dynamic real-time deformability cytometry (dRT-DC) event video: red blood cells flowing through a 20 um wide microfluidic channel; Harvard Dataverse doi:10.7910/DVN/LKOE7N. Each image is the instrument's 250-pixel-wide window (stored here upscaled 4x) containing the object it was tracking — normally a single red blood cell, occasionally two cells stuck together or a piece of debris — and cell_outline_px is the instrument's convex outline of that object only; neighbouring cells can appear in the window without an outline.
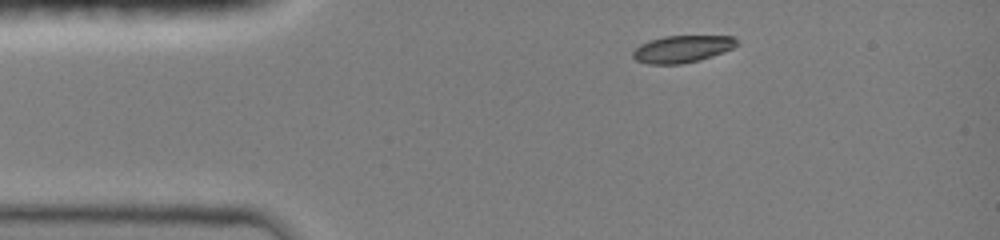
{"species": "common noctule bat (a hibernating species)", "species_latin": "Nyctalus noctula", "temperature_condition": "room temperature", "stored_images_in_passage": 37, "camera_frame_rate_fps": 3000, "um_per_image_px": 0.085, "animal": {"sex": "female", "body_mass_g": 19.0, "forearm_length_mm": 51.5}, "frame": {"image": 1, "passage_image": 1, "time_ms": 0.0, "image_size_px": [1000, 240], "cell_outline_px": [[740, 44], [732, 48], [712, 56], [700, 60], [680, 64], [648, 64], [636, 60], [632, 56], [632, 52], [640, 44], [648, 40], [664, 36], [732, 36], [740, 40]], "centroid_in_image_um": [58.0, 4.15], "position_along_channel_um": 27.0, "area_um2": 16.53}}
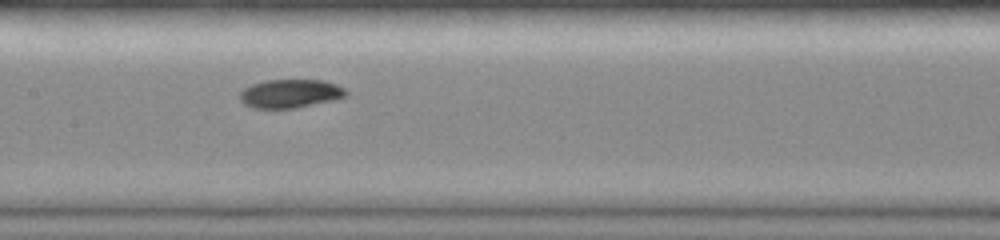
{"frame": {"image": 2, "passage_image": 16, "time_ms": 5.0, "image_size_px": [1000, 240], "cell_outline_px": [[348, 96], [332, 100], [296, 108], [252, 108], [244, 104], [240, 100], [240, 92], [244, 88], [252, 84], [264, 80], [324, 80], [336, 84], [344, 88], [348, 92]], "centroid_in_image_um": [24.67, 7.95], "position_along_channel_um": 182.7, "area_um2": 17.74}}
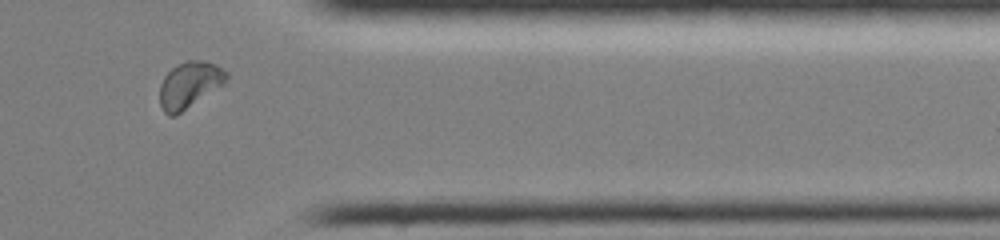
{"frame": {"image": 3, "passage_image": 32, "time_ms": 10.333, "image_size_px": [1000, 240], "cell_outline_px": [[228, 76], [224, 84], [176, 116], [168, 116], [164, 112], [160, 104], [160, 84], [164, 76], [176, 64], [188, 60], [204, 60], [216, 64], [228, 72]], "centroid_in_image_um": [16.1, 7.21], "position_along_channel_um": 395.3, "area_um2": 18.15}, "authors_computed_cell_mechanics": {"area_um2": 17.7446, "velocity_mm_per_s": 4.0433, "shape_relaxation_time_tau1_ms": 4.8176, "shape_relaxation_time_tau2_ms": 4.2203, "deformation_change_tau1": 0.1596, "deformation_change_tau2": 0.0565}}